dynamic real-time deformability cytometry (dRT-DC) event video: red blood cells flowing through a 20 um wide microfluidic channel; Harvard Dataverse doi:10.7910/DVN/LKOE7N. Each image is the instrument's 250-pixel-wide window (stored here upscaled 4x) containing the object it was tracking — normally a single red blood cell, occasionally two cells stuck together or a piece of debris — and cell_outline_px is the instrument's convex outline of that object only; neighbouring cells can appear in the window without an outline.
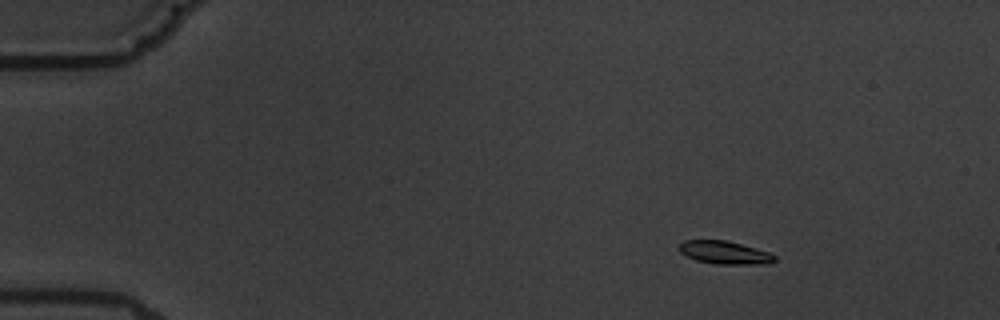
{"species": "common noctule bat (a hibernating species)", "species_latin": "Nyctalus noctula", "temperature_condition": "warm", "stored_images_in_passage": 4, "camera_frame_rate_fps": 3000, "um_per_image_px": 0.085, "animal": {"sex": "male", "body_mass_g": 19.5, "forearm_length_mm": 54.6}, "frame": {"image": 1, "passage_image": 2, "time_ms": 1.333, "image_size_px": [1000, 320], "cell_outline_px": [[776, 260], [772, 264], [716, 264], [696, 260], [680, 252], [676, 248], [684, 240], [728, 240], [756, 248], [768, 252], [776, 256]], "centroid_in_image_um": [61.61, 21.47], "position_along_channel_um": 23.4, "area_um2": 12.95}}